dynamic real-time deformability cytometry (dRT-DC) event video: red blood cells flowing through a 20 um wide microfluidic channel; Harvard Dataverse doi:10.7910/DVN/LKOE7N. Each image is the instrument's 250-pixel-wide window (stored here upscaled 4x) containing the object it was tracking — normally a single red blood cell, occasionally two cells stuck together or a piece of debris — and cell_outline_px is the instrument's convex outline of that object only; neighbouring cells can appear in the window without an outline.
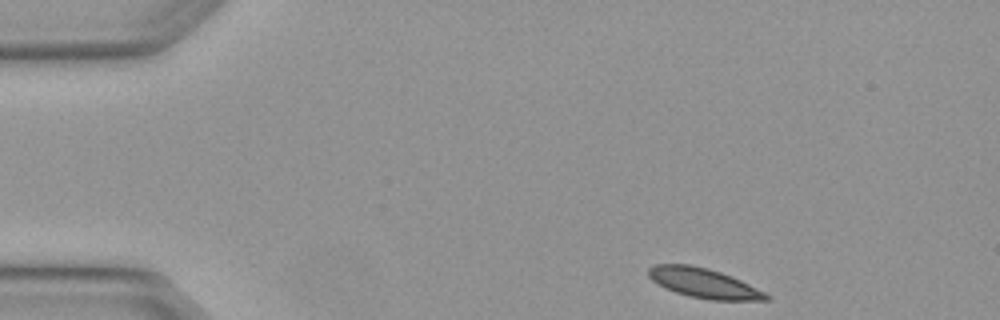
{"species": "Egyptian fruit bat (a non-hibernating species)", "species_latin": "Rousettus aegyptiacus", "temperature_condition": "warm", "stored_images_in_passage": 3, "camera_frame_rate_fps": 3000, "um_per_image_px": 0.085, "animal": {"sex": "female"}, "frame": {"image": 1, "passage_image": 1, "time_ms": 0.0, "image_size_px": [1000, 320], "cell_outline_px": [[772, 296], [768, 300], [708, 300], [688, 296], [664, 288], [656, 284], [648, 276], [648, 268], [656, 264], [688, 264], [708, 268], [732, 276]], "centroid_in_image_um": [59.79, 24.06], "position_along_channel_um": 25.2, "area_um2": 20.4}}
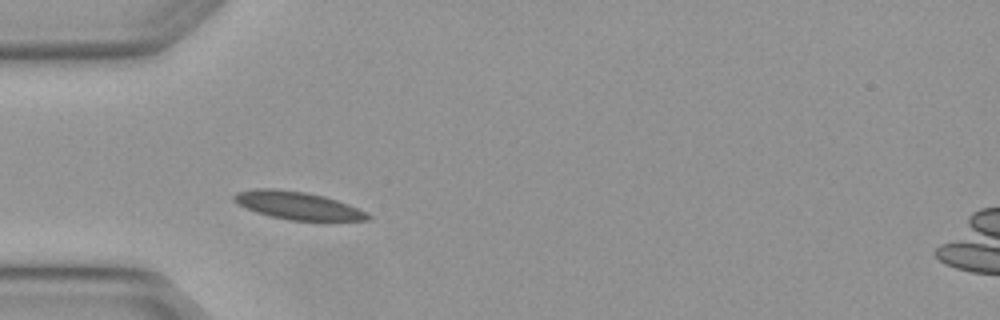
{"frame": {"image": 2, "passage_image": 3, "time_ms": 0.667, "image_size_px": [1000, 320], "cell_outline_px": [[372, 216], [368, 220], [288, 220], [256, 212], [232, 200], [232, 196], [236, 192], [256, 188], [276, 188], [304, 192], [324, 196], [348, 204], [368, 212]], "centroid_in_image_um": [25.3, 17.46], "position_along_channel_um": 59.7, "area_um2": 21.5}}